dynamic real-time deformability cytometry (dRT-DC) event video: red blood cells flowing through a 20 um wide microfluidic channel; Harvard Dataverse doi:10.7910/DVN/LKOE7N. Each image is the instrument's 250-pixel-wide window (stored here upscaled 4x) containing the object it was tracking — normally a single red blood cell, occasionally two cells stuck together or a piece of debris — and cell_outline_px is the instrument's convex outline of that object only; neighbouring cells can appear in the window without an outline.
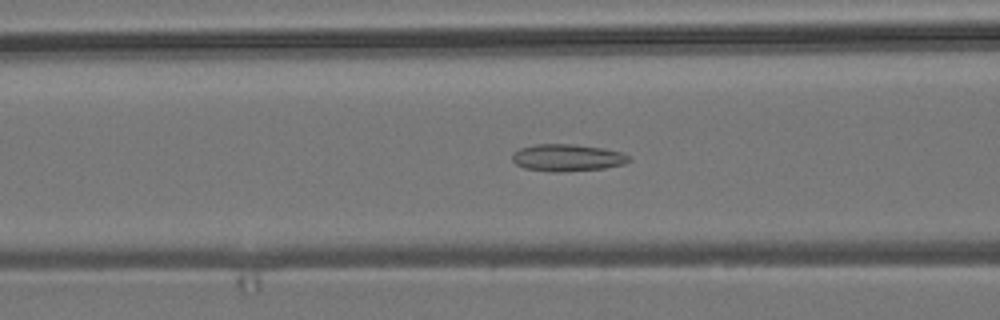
{"species": "common noctule bat (a hibernating species)", "species_latin": "Nyctalus noctula", "temperature_condition": "room temperature", "stored_images_in_passage": 40, "camera_frame_rate_fps": 3000, "um_per_image_px": 0.085, "animal": {"sex": "male", "body_mass_g": 19.2, "forearm_length_mm": 51.8}, "frame": {"image": 1, "passage_image": 8, "time_ms": 2.333, "image_size_px": [1000, 320], "cell_outline_px": [[632, 160], [624, 164], [604, 168], [560, 172], [552, 172], [524, 168], [516, 164], [512, 160], [512, 152], [520, 148], [536, 144], [572, 144], [604, 148], [620, 152], [628, 156]], "centroid_in_image_um": [48.2, 13.4], "position_along_channel_um": 118.4, "area_um2": 18.44}}
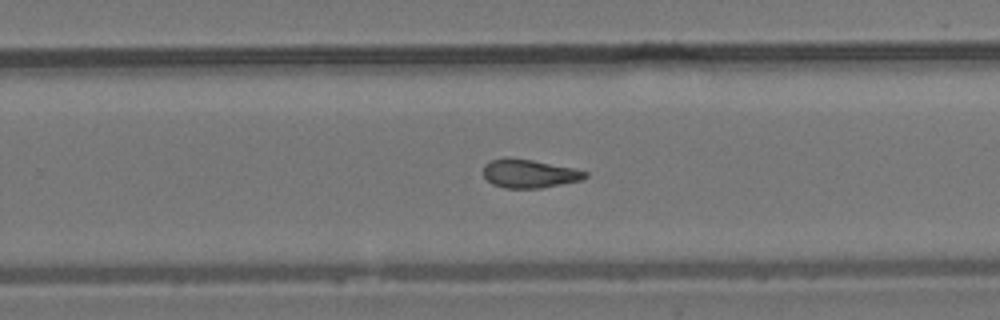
{"frame": {"image": 2, "passage_image": 21, "time_ms": 6.667, "image_size_px": [1000, 320], "cell_outline_px": [[588, 176], [580, 180], [540, 188], [504, 188], [492, 184], [484, 176], [484, 164], [492, 160], [508, 156], [532, 160], [572, 168], [588, 172]], "centroid_in_image_um": [44.95, 14.75], "position_along_channel_um": 284.8, "area_um2": 16.82}}
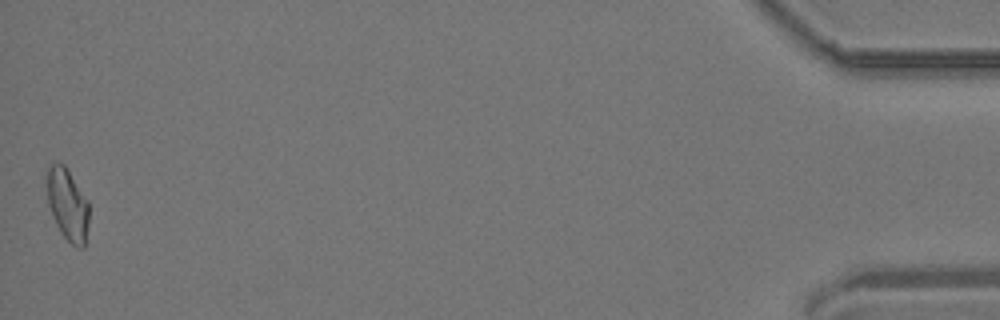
{"frame": {"image": 3, "passage_image": 40, "time_ms": 13.0, "image_size_px": [1000, 320], "cell_outline_px": [[88, 224], [84, 248], [76, 248], [60, 232], [52, 216], [48, 204], [48, 164], [64, 164], [88, 200]], "centroid_in_image_um": [5.76, 17.42], "position_along_channel_um": 429.4, "area_um2": 17.4}, "authors_computed_cell_mechanics": {"area_um2": 17.3978, "velocity_mm_per_s": 3.8608, "shape_relaxation_time_tau1_ms": null, "shape_relaxation_time_tau2_ms": 3.5362, "deformation_change_tau1": null, "deformation_change_tau2": 0.1155}}